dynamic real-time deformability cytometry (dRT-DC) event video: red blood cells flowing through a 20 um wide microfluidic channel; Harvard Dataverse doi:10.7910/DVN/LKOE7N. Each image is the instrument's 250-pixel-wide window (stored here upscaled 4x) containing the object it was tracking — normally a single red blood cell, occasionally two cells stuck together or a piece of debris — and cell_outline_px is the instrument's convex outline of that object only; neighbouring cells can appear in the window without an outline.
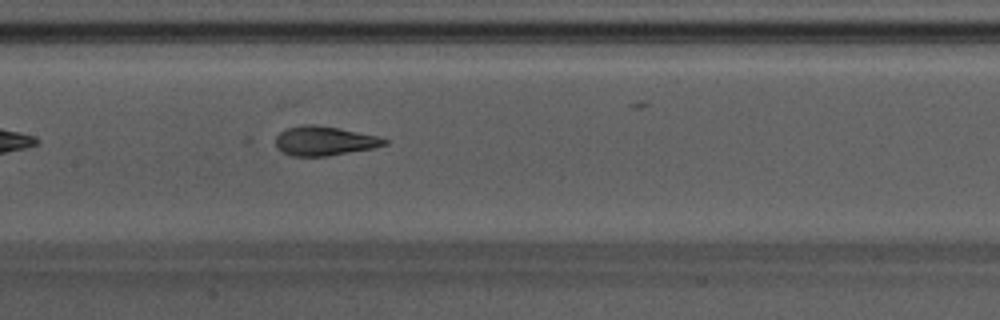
{"species": "Egyptian fruit bat (a non-hibernating species)", "species_latin": "Rousettus aegyptiacus", "temperature_condition": "warm", "stored_images_in_passage": 30, "camera_frame_rate_fps": 3000, "um_per_image_px": 0.085, "animal": {"sex": "male"}, "frame": {"image": 1, "passage_image": 9, "time_ms": 2.667, "image_size_px": [1000, 320], "cell_outline_px": [[388, 144], [372, 148], [328, 156], [292, 156], [284, 152], [276, 144], [276, 136], [280, 132], [288, 128], [304, 124], [316, 124], [380, 136], [388, 140]], "centroid_in_image_um": [27.6, 11.97], "position_along_channel_um": 179.8, "area_um2": 18.44}}
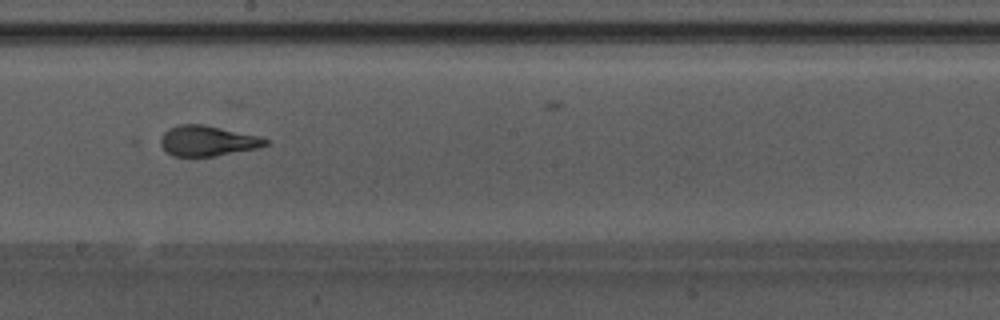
{"frame": {"image": 2, "passage_image": 13, "time_ms": 4.0, "image_size_px": [1000, 320], "cell_outline_px": [[272, 140], [268, 144], [256, 148], [216, 156], [172, 156], [160, 144], [160, 136], [168, 128], [180, 124], [204, 124], [256, 136]], "centroid_in_image_um": [17.61, 11.97], "position_along_channel_um": 230.6, "area_um2": 18.44}}